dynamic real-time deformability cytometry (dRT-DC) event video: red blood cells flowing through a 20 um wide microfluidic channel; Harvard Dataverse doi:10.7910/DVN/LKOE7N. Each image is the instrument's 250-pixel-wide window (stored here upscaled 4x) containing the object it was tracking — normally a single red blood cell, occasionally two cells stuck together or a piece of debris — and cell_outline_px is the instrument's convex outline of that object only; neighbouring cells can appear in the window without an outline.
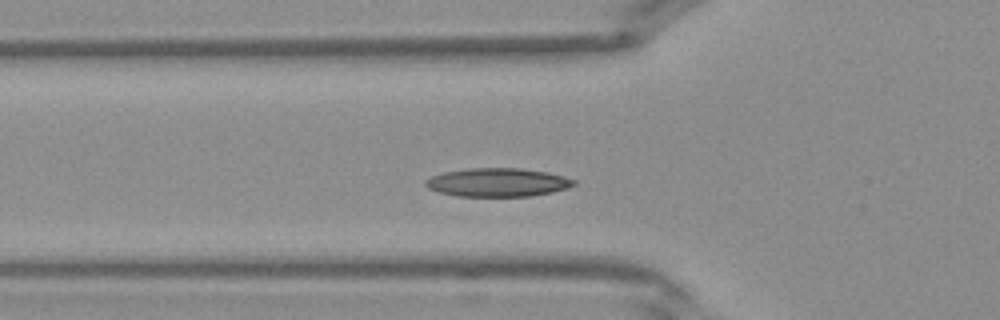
{"species": "Egyptian fruit bat (a non-hibernating species)", "species_latin": "Rousettus aegyptiacus", "temperature_condition": "warm", "stored_images_in_passage": 33, "camera_frame_rate_fps": 3000, "um_per_image_px": 0.085, "frame": {"image": 1, "passage_image": 10, "time_ms": 3.0, "image_size_px": [1000, 320], "cell_outline_px": [[576, 184], [568, 188], [552, 192], [532, 196], [456, 196], [440, 192], [428, 188], [424, 184], [424, 180], [432, 176], [444, 172], [468, 168], [524, 168], [548, 172], [564, 176], [576, 180]], "centroid_in_image_um": [42.32, 15.5], "position_along_channel_um": 83.5, "area_um2": 24.8}}
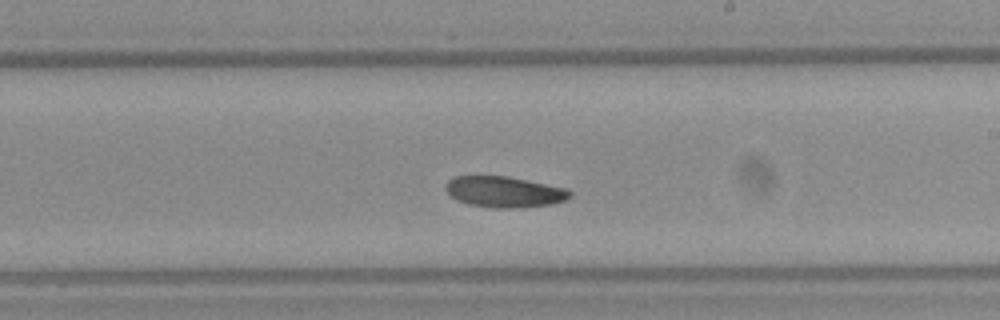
{"frame": {"image": 2, "passage_image": 20, "time_ms": 6.333, "image_size_px": [1000, 320], "cell_outline_px": [[572, 196], [564, 200], [552, 204], [512, 208], [492, 208], [468, 204], [456, 200], [444, 188], [448, 180], [456, 176], [508, 176], [568, 188], [572, 192]], "centroid_in_image_um": [42.88, 16.3], "position_along_channel_um": 246.1, "area_um2": 22.48}}
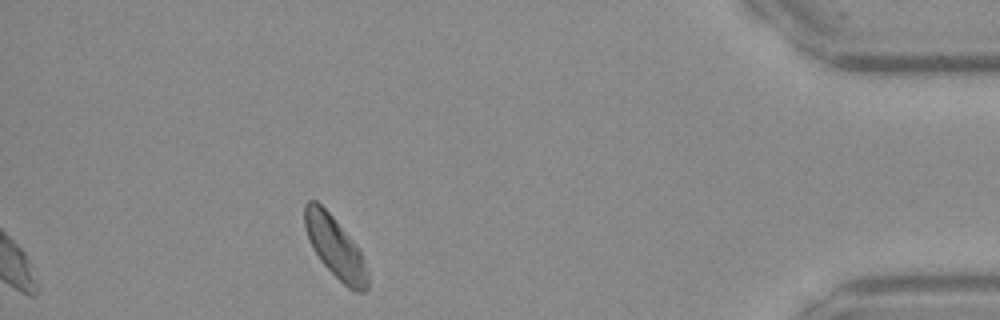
{"frame": {"image": 3, "passage_image": 33, "time_ms": 10.667, "image_size_px": [1000, 320], "cell_outline_px": [[368, 288], [364, 292], [356, 292], [348, 288], [320, 260], [312, 248], [304, 228], [304, 204], [308, 200], [316, 200], [332, 216], [356, 244], [360, 252], [368, 272]], "centroid_in_image_um": [28.47, 21.01], "position_along_channel_um": 406.7, "area_um2": 22.25}}